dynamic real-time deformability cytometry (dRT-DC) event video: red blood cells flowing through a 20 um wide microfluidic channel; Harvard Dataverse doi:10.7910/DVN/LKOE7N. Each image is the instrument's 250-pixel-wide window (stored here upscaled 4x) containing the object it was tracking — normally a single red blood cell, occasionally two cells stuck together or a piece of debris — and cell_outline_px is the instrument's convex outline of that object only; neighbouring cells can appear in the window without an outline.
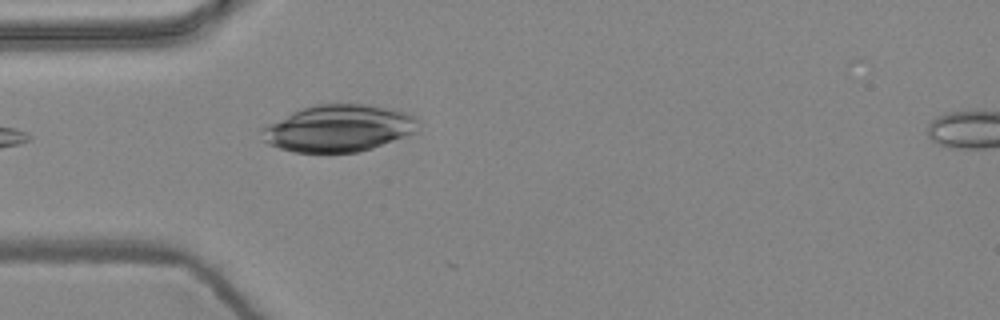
{"species": "common noctule bat (a hibernating species)", "species_latin": "Nyctalus noctula", "temperature_condition": "warm", "stored_images_in_passage": 5, "camera_frame_rate_fps": 3000, "um_per_image_px": 0.085, "animal": {"sex": "female", "body_mass_g": 24.6, "forearm_length_mm": 56.2}, "frame": {"image": 1, "passage_image": 4, "time_ms": 1.0, "image_size_px": [1000, 320], "cell_outline_px": [[416, 132], [372, 148], [356, 152], [292, 152], [268, 144], [264, 140], [260, 128], [292, 112], [304, 108], [320, 104], [364, 104], [404, 112], [412, 116], [416, 120]], "centroid_in_image_um": [28.73, 10.91], "position_along_channel_um": 56.3, "area_um2": 41.96}}